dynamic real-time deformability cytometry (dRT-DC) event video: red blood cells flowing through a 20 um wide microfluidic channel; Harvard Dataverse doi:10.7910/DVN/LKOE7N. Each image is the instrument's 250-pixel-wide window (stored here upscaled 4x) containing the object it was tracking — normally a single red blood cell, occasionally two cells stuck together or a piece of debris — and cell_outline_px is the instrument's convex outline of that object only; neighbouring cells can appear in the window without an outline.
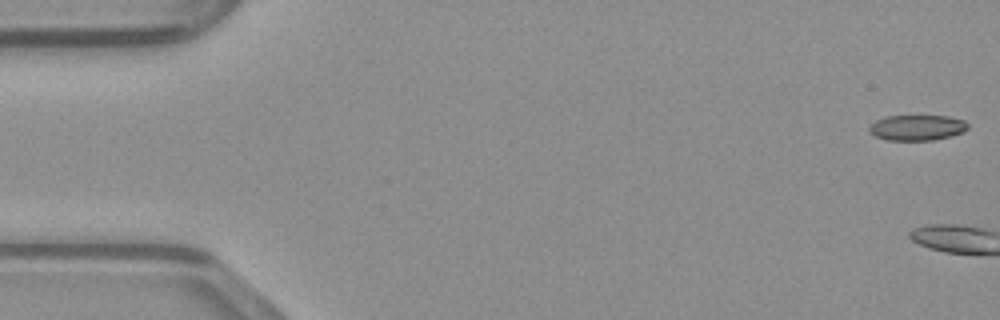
{"species": "common noctule bat (a hibernating species)", "species_latin": "Nyctalus noctula", "temperature_condition": "warm", "stored_images_in_passage": 3, "camera_frame_rate_fps": 3000, "um_per_image_px": 0.085, "animal": {"sex": "male", "body_mass_g": 23.1, "forearm_length_mm": 52.7}, "frame": {"image": 1, "passage_image": 1, "time_ms": 0.0, "image_size_px": [1000, 320], "cell_outline_px": [[968, 128], [964, 132], [952, 136], [932, 140], [888, 140], [876, 136], [868, 132], [868, 128], [876, 120], [884, 116], [948, 116], [964, 120], [968, 124]], "centroid_in_image_um": [77.96, 10.85], "position_along_channel_um": 7.0, "area_um2": 14.74}}